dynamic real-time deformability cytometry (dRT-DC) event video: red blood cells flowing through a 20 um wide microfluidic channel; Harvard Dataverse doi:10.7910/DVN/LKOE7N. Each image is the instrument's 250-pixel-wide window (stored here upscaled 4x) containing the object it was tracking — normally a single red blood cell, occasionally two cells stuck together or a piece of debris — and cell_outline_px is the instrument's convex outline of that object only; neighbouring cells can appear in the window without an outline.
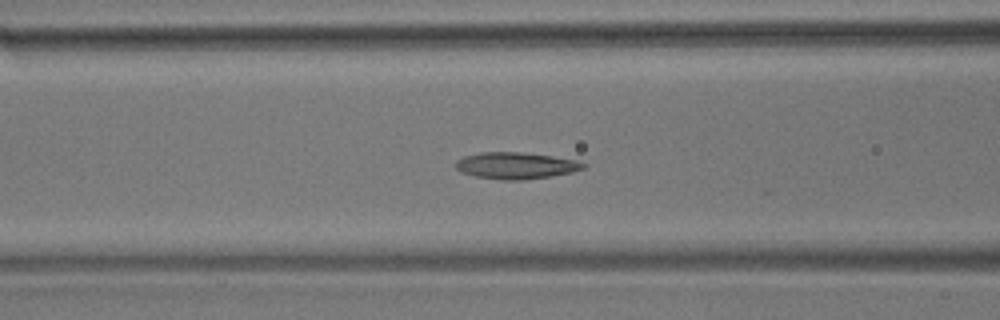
{"species": "common noctule bat (a hibernating species)", "species_latin": "Nyctalus noctula", "temperature_condition": "room temperature", "stored_images_in_passage": 45, "camera_frame_rate_fps": 3000, "um_per_image_px": 0.085, "animal": {"sex": "male", "body_mass_g": 17.9}, "frame": {"image": 1, "passage_image": 10, "time_ms": 3.0, "image_size_px": [1000, 320], "cell_outline_px": [[588, 164], [584, 168], [572, 172], [552, 176], [524, 180], [500, 180], [476, 176], [460, 172], [456, 168], [456, 160], [464, 156], [480, 152], [524, 152], [552, 156], [576, 160]], "centroid_in_image_um": [43.85, 14.07], "position_along_channel_um": 122.7, "area_um2": 19.94}}
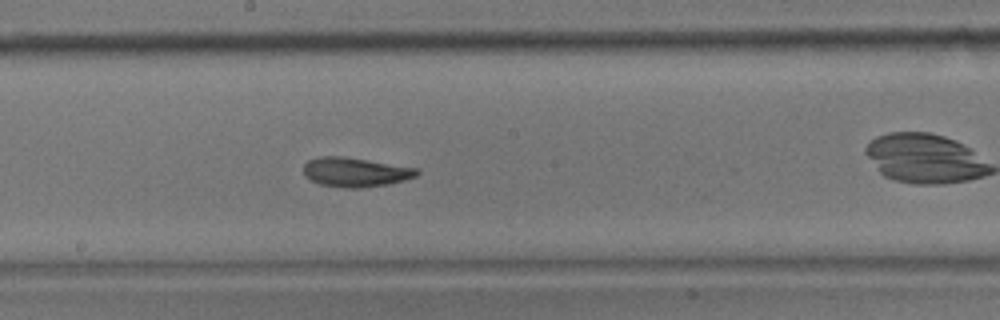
{"frame": {"image": 2, "passage_image": 18, "time_ms": 5.667, "image_size_px": [1000, 320], "cell_outline_px": [[420, 172], [416, 176], [404, 180], [388, 184], [360, 188], [344, 188], [320, 184], [304, 176], [304, 164], [308, 160], [320, 156], [340, 156], [368, 160], [420, 168]], "centroid_in_image_um": [30.22, 14.63], "position_along_channel_um": 218.0, "area_um2": 19.42}}
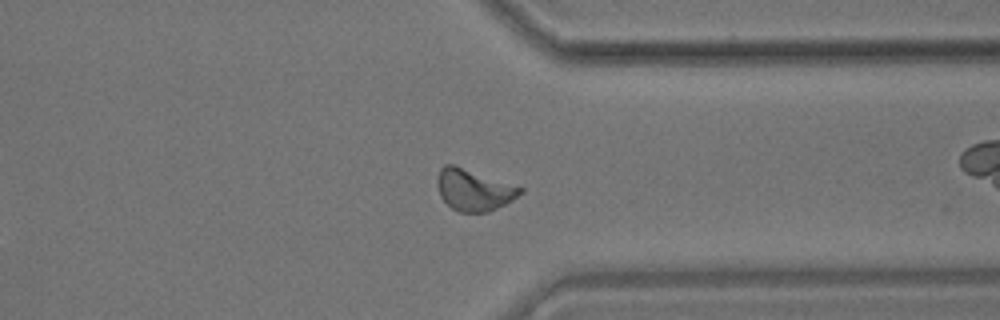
{"frame": {"image": 3, "passage_image": 31, "time_ms": 10.0, "image_size_px": [1000, 320], "cell_outline_px": [[524, 192], [512, 200], [488, 212], [460, 212], [452, 208], [440, 196], [436, 184], [436, 180], [440, 168], [444, 164], [456, 164], [524, 188]], "centroid_in_image_um": [40.26, 16.11], "position_along_channel_um": 371.1, "area_um2": 20.23}, "authors_computed_cell_mechanics": {"area_um2": 19.4208, "velocity_mm_per_s": 3.5766, "shape_relaxation_time_tau1_ms": 5.9473, "shape_relaxation_time_tau2_ms": 3.2443, "deformation_change_tau1": 0.1672, "deformation_change_tau2": 0.0996}}